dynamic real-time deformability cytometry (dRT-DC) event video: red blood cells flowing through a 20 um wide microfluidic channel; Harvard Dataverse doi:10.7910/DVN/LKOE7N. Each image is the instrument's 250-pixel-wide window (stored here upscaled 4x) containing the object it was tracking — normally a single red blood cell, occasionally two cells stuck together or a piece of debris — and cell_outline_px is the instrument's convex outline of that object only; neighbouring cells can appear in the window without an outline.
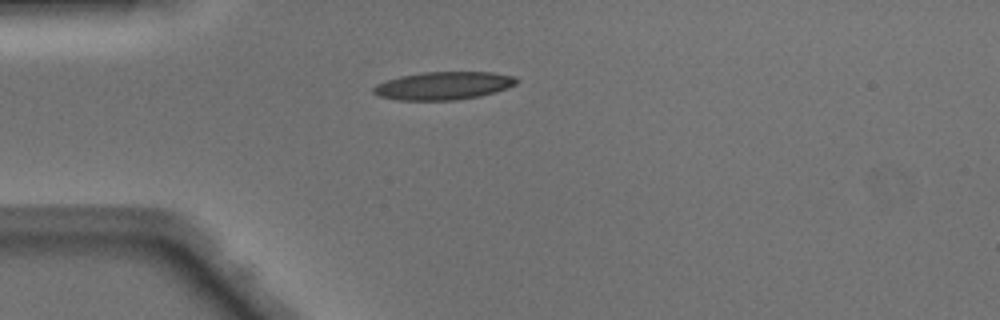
{"species": "Egyptian fruit bat (a non-hibernating species)", "species_latin": "Rousettus aegyptiacus", "temperature_condition": "warm", "stored_images_in_passage": 36, "camera_frame_rate_fps": 3000, "um_per_image_px": 0.085, "animal": {"sex": "male"}, "frame": {"image": 1, "passage_image": 1, "time_ms": 0.0, "image_size_px": [1000, 320], "cell_outline_px": [[520, 80], [516, 84], [496, 92], [480, 96], [456, 100], [396, 100], [380, 96], [372, 92], [372, 88], [376, 84], [400, 76], [424, 72], [492, 72], [516, 76]], "centroid_in_image_um": [37.72, 7.28], "position_along_channel_um": 47.3, "area_um2": 23.41}}
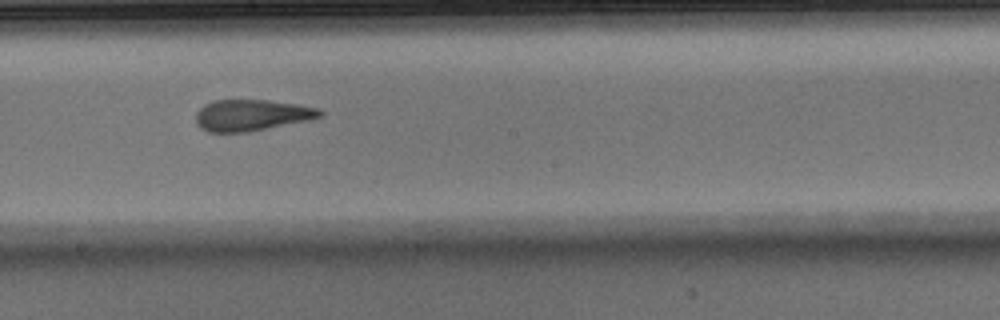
{"frame": {"image": 2, "passage_image": 15, "time_ms": 4.667, "image_size_px": [1000, 320], "cell_outline_px": [[324, 116], [308, 120], [248, 132], [208, 132], [200, 128], [196, 124], [196, 112], [204, 104], [212, 100], [268, 100], [300, 104], [320, 108], [324, 112]], "centroid_in_image_um": [21.4, 9.78], "position_along_channel_um": 226.8, "area_um2": 22.89}}
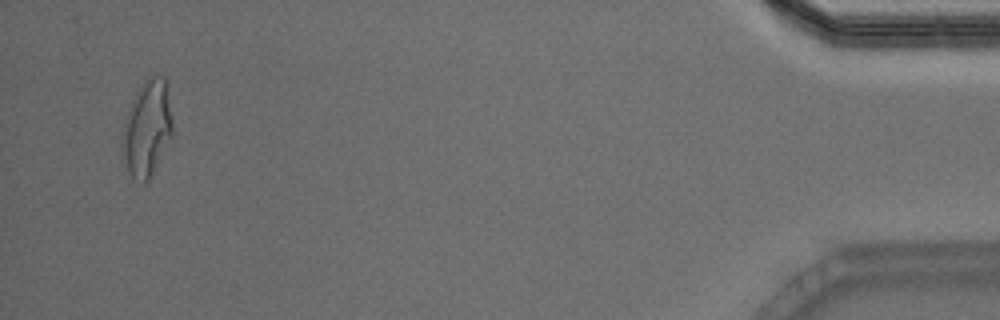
{"frame": {"image": 3, "passage_image": 35, "time_ms": 11.333, "image_size_px": [1000, 320], "cell_outline_px": [[172, 136], [148, 180], [144, 184], [132, 176], [128, 168], [120, 148], [120, 136], [124, 116], [136, 92], [152, 76], [164, 76], [168, 84], [172, 120]], "centroid_in_image_um": [12.48, 10.89], "position_along_channel_um": 422.7, "area_um2": 28.15}, "authors_computed_cell_mechanics": {"area_um2": 23.5535, "velocity_mm_per_s": 4.1496, "shape_relaxation_time_tau1_ms": 11.057, "shape_relaxation_time_tau2_ms": 1.4394, "deformation_change_tau1": 0.3639, "deformation_change_tau2": 0.12}}